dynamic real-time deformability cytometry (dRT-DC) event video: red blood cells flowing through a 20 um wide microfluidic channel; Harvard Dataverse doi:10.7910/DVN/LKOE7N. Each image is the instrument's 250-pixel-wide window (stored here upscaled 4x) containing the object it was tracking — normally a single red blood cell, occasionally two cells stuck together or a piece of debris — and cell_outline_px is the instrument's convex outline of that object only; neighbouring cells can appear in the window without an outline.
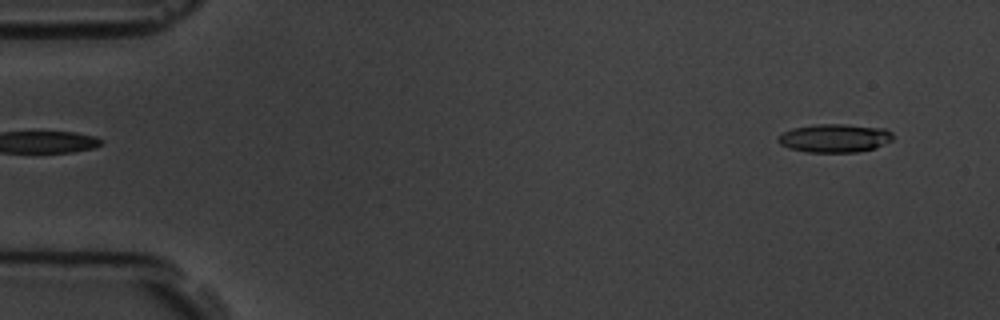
{"species": "common noctule bat (a hibernating species)", "species_latin": "Nyctalus noctula", "temperature_condition": "room temperature", "stored_images_in_passage": 5, "segment_of_instrument_passage": [2, 2], "camera_frame_rate_fps": 3000, "um_per_image_px": 0.085, "animal": {"sex": "male", "body_mass_g": 19.5, "forearm_length_mm": 54.6}, "frame": {"image": 1, "passage_image": 5, "time_ms": 5.333, "image_size_px": [1000, 320], "cell_outline_px": [[892, 140], [884, 144], [872, 148], [856, 152], [808, 152], [788, 148], [780, 144], [776, 140], [784, 132], [792, 128], [816, 124], [844, 124], [884, 128], [892, 132]], "centroid_in_image_um": [70.93, 11.73], "position_along_channel_um": 14.1, "area_um2": 18.9}}